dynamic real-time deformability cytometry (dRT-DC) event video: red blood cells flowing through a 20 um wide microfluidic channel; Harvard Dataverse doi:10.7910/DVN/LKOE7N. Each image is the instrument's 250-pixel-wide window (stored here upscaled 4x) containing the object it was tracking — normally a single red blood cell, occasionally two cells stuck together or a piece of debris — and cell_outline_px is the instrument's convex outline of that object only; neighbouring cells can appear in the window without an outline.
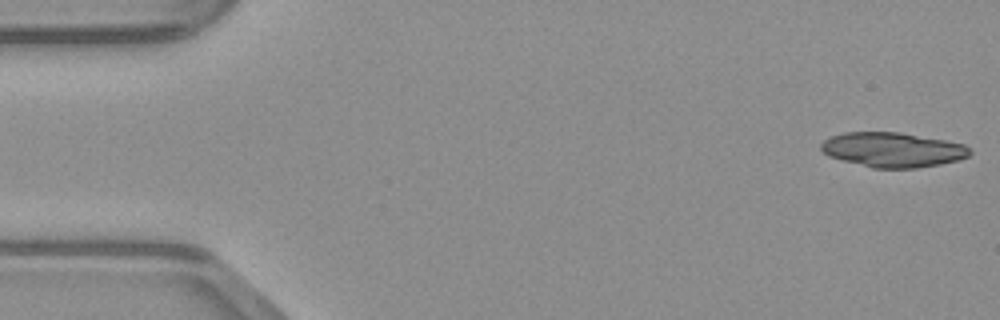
{"species": "common noctule bat (a hibernating species)", "species_latin": "Nyctalus noctula", "temperature_condition": "warm", "stored_images_in_passage": 12, "camera_frame_rate_fps": 3000, "um_per_image_px": 0.085, "animal": {"sex": "male", "body_mass_g": 23.1, "forearm_length_mm": 52.7}, "frame": {"image": 1, "passage_image": 1, "time_ms": 0.0, "image_size_px": [1000, 320], "cell_outline_px": [[972, 152], [968, 156], [960, 160], [940, 164], [916, 168], [872, 168], [828, 156], [820, 148], [820, 144], [824, 140], [832, 136], [844, 132], [900, 132], [944, 140], [964, 144]], "centroid_in_image_um": [75.88, 12.73], "position_along_channel_um": 9.1, "area_um2": 30.06}}